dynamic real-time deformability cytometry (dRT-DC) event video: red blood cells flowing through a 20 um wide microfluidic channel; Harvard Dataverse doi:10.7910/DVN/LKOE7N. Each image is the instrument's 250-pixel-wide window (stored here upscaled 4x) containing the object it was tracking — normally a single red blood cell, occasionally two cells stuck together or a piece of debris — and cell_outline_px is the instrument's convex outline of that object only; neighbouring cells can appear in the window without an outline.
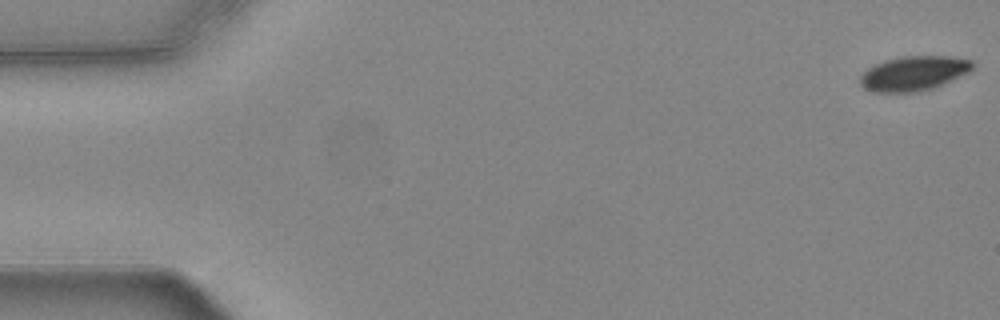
{"species": "common noctule bat (a hibernating species)", "species_latin": "Nyctalus noctula", "temperature_condition": "warm", "stored_images_in_passage": 55, "camera_frame_rate_fps": 3000, "um_per_image_px": 0.085, "animal": {"sex": "female", "body_mass_g": 24.6, "forearm_length_mm": 56.2}, "frame": {"image": 1, "passage_image": 1, "time_ms": 0.0, "image_size_px": [1000, 320], "cell_outline_px": [[972, 68], [968, 72], [932, 88], [916, 92], [872, 92], [864, 88], [860, 84], [860, 76], [868, 68], [884, 60], [900, 56], [948, 56], [972, 60]], "centroid_in_image_um": [77.62, 6.23], "position_along_channel_um": 7.4, "area_um2": 22.43}}
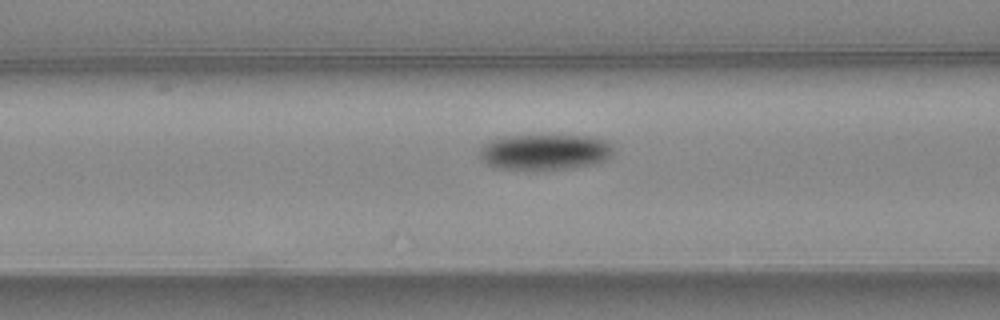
{"frame": {"image": 2, "passage_image": 22, "time_ms": 7.0, "image_size_px": [1000, 320], "cell_outline_px": [[612, 156], [596, 164], [572, 168], [496, 168], [488, 164], [480, 156], [480, 148], [484, 144], [500, 136], [584, 136], [604, 140], [612, 144]], "centroid_in_image_um": [46.33, 12.9], "position_along_channel_um": 120.3, "area_um2": 27.28}}
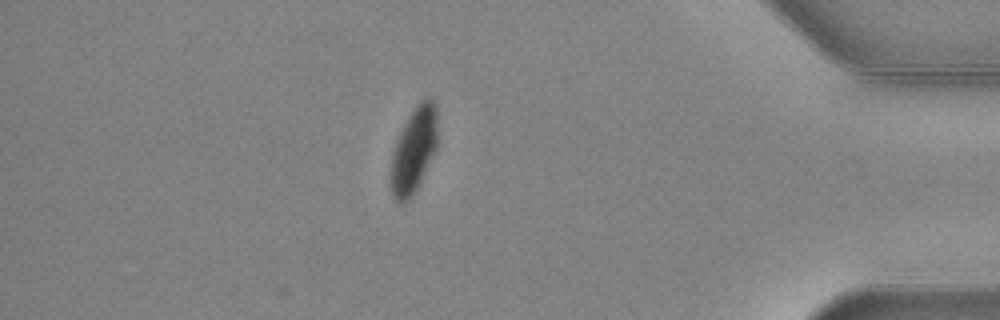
{"frame": {"image": 3, "passage_image": 48, "time_ms": 15.667, "image_size_px": [1000, 320], "cell_outline_px": [[436, 148], [412, 196], [404, 204], [396, 200], [392, 192], [392, 152], [396, 140], [408, 116], [416, 104], [420, 100], [428, 96], [432, 100], [436, 108]], "centroid_in_image_um": [35.17, 12.71], "position_along_channel_um": 400.0, "area_um2": 22.6}, "authors_computed_cell_mechanics": {"area_um2": 25.8366, "velocity_mm_per_s": 3.7139, "shape_relaxation_time_tau1_ms": 2.9791, "shape_relaxation_time_tau2_ms": null, "deformation_change_tau1": 0.1006, "deformation_change_tau2": null}}